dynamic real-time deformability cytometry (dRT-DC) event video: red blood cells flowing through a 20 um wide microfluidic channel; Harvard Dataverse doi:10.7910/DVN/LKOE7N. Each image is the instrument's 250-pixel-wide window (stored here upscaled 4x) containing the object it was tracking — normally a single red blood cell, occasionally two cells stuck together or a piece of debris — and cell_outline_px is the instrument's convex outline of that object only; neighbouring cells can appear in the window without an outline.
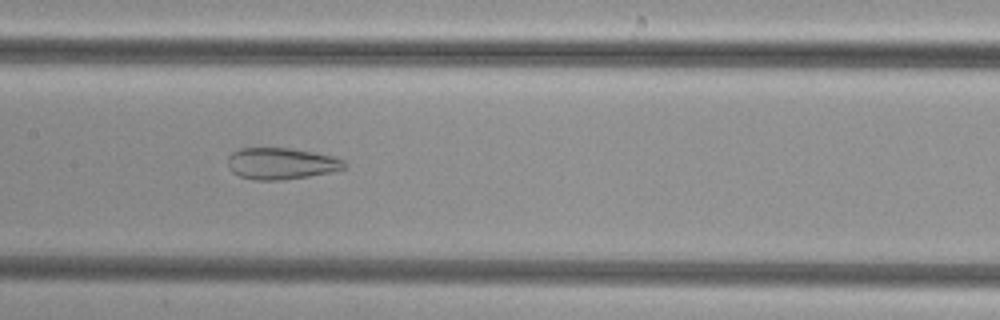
{"species": "common noctule bat (a hibernating species)", "species_latin": "Nyctalus noctula", "temperature_condition": "cold", "stored_images_in_passage": 51, "camera_frame_rate_fps": 3000, "um_per_image_px": 0.085, "animal": {"sex": "female", "body_mass_g": 29.2, "forearm_length_mm": 56.3}, "frame": {"image": 1, "passage_image": 25, "time_ms": 8.0, "image_size_px": [1000, 320], "cell_outline_px": [[344, 168], [332, 172], [308, 176], [280, 180], [256, 180], [240, 176], [232, 172], [228, 168], [228, 156], [232, 152], [240, 148], [292, 148], [332, 156], [344, 160]], "centroid_in_image_um": [23.86, 13.9], "position_along_channel_um": 183.5, "area_um2": 21.33}}
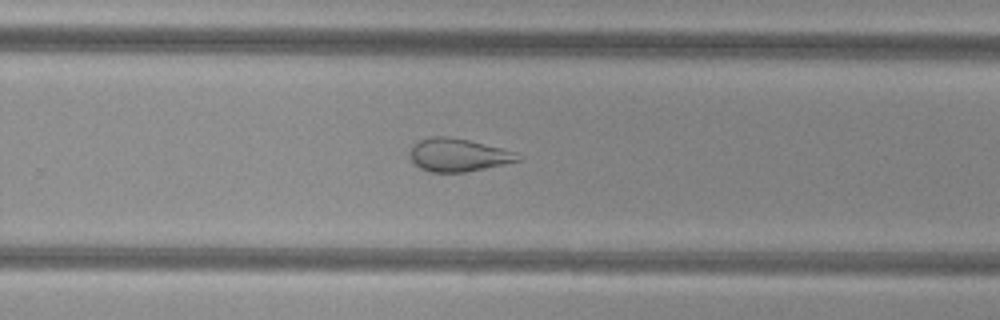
{"frame": {"image": 2, "passage_image": 33, "time_ms": 10.667, "image_size_px": [1000, 320], "cell_outline_px": [[524, 160], [464, 172], [428, 172], [420, 168], [408, 156], [408, 152], [412, 144], [420, 140], [432, 136], [448, 136], [468, 140], [504, 148], [516, 152], [524, 156]], "centroid_in_image_um": [38.97, 13.17], "position_along_channel_um": 290.8, "area_um2": 21.1}}
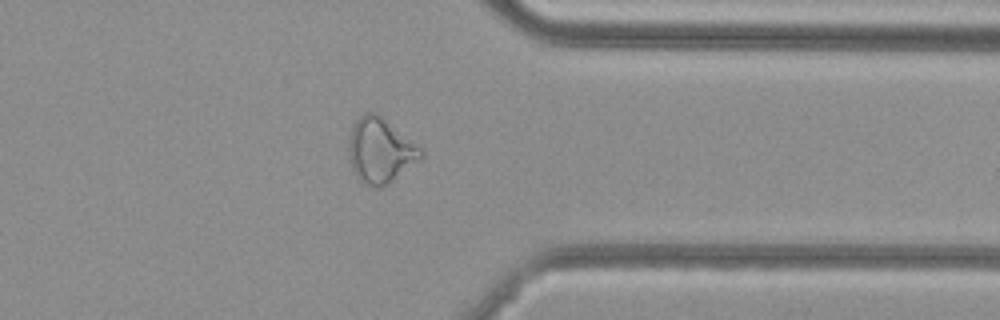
{"frame": {"image": 3, "passage_image": 40, "time_ms": 13.0, "image_size_px": [1000, 320], "cell_outline_px": [[424, 156], [420, 160], [384, 184], [376, 188], [360, 180], [352, 168], [348, 152], [348, 136], [356, 120], [364, 112], [376, 112], [420, 148], [424, 152]], "centroid_in_image_um": [32.28, 12.76], "position_along_channel_um": 379.1, "area_um2": 26.53}}